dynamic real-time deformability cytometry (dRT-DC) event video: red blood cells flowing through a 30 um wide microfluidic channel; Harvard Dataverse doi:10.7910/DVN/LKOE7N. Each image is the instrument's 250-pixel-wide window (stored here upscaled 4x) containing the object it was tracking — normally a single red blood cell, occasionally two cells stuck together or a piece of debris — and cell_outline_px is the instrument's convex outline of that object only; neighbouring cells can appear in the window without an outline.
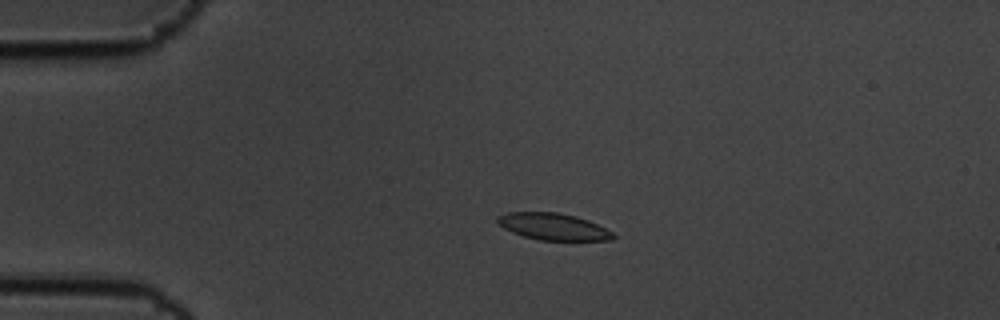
{"species": "common noctule bat (a hibernating species)", "species_latin": "Nyctalus noctula", "temperature_condition": "cold", "stored_images_in_passage": 5, "camera_frame_rate_fps": 3000, "um_per_image_px": 0.085, "animal": {"sex": "male", "body_mass_g": 19.5, "forearm_length_mm": 54.6}, "frame": {"image": 1, "passage_image": 3, "time_ms": 0.667, "image_size_px": [1000, 320], "cell_outline_px": [[616, 236], [612, 240], [540, 240], [524, 236], [512, 232], [504, 228], [496, 220], [496, 216], [508, 212], [556, 212], [576, 216], [588, 220], [612, 232]], "centroid_in_image_um": [47.01, 19.25], "position_along_channel_um": 38.0, "area_um2": 17.92}}